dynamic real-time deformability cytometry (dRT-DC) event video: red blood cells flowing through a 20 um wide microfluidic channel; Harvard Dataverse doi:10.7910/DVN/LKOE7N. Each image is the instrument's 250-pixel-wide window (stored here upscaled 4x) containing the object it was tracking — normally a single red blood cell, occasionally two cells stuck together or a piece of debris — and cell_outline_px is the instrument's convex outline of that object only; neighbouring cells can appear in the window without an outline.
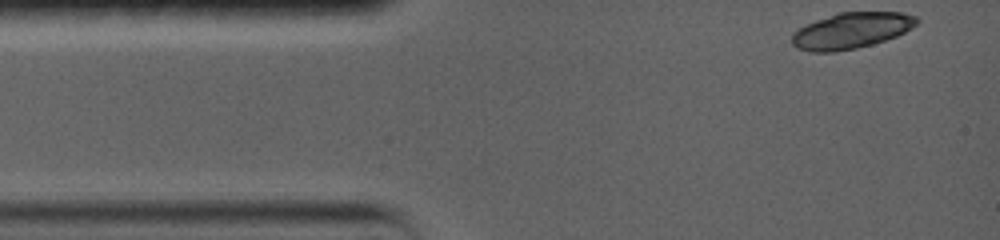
{"species": "common noctule bat (a hibernating species)", "species_latin": "Nyctalus noctula", "temperature_condition": "warm", "stored_images_in_passage": 4, "camera_frame_rate_fps": 5000, "um_per_image_px": 0.085, "animal": {"sex": "female", "body_mass_g": 19.0, "forearm_length_mm": 56.7}, "frame": {"image": 1, "passage_image": 1, "time_ms": 0.0, "image_size_px": [1000, 240], "cell_outline_px": [[920, 20], [912, 28], [896, 36], [872, 44], [856, 48], [836, 52], [808, 52], [796, 48], [792, 44], [792, 32], [816, 20], [840, 12], [900, 12], [916, 16]], "centroid_in_image_um": [72.35, 2.61], "position_along_channel_um": 12.6, "area_um2": 26.13}}